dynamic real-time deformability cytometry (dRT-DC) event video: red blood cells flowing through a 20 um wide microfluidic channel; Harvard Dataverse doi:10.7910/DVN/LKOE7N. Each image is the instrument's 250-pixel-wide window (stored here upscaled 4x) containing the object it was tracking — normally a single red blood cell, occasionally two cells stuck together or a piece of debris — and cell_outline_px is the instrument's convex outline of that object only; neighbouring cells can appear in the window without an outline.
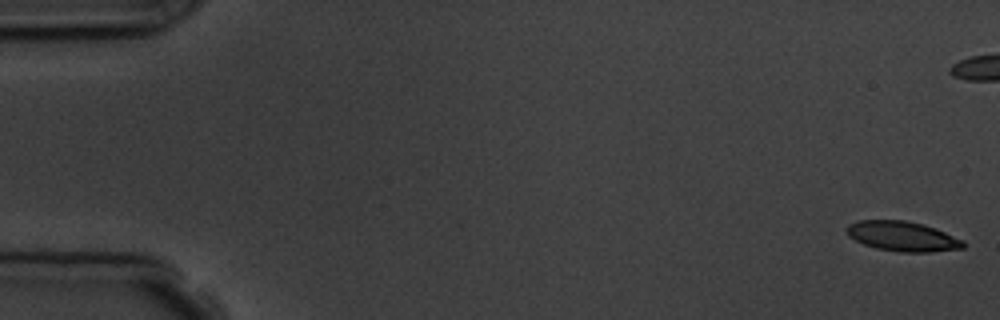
{"species": "common noctule bat (a hibernating species)", "species_latin": "Nyctalus noctula", "temperature_condition": "room temperature", "stored_images_in_passage": 13, "camera_frame_rate_fps": 3000, "um_per_image_px": 0.085, "animal": {"sex": "male", "body_mass_g": 19.5, "forearm_length_mm": 54.6}, "frame": {"image": 1, "passage_image": 1, "time_ms": 0.0, "image_size_px": [1000, 320], "cell_outline_px": [[964, 248], [928, 252], [900, 252], [876, 248], [864, 244], [848, 236], [844, 228], [848, 224], [860, 220], [904, 220], [924, 224], [936, 228], [964, 240]], "centroid_in_image_um": [76.7, 20.08], "position_along_channel_um": 8.3, "area_um2": 20.4}}